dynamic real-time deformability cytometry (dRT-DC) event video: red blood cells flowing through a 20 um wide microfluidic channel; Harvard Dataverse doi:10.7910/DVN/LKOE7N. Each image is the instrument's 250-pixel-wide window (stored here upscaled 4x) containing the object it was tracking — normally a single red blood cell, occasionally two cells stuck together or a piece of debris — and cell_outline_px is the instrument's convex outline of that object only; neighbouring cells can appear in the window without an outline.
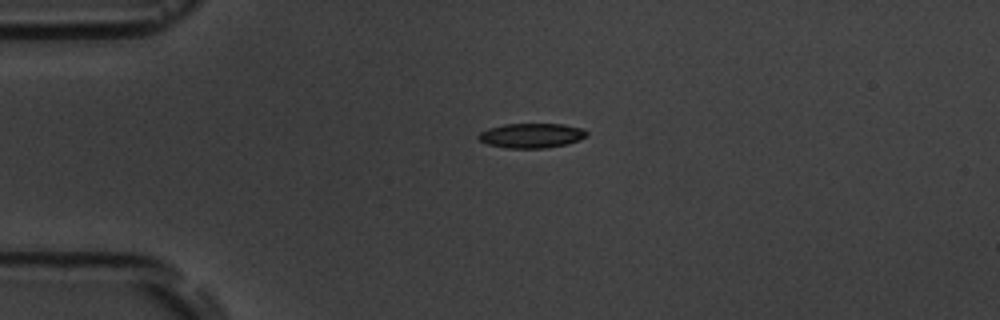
{"species": "common noctule bat (a hibernating species)", "species_latin": "Nyctalus noctula", "temperature_condition": "room temperature", "stored_images_in_passage": 1, "camera_frame_rate_fps": 3000, "um_per_image_px": 0.085, "animal": {"sex": "male", "body_mass_g": 19.5, "forearm_length_mm": 54.6}, "frame": {"image": 1, "passage_image": 1, "time_ms": 0.0, "image_size_px": [1000, 320], "cell_outline_px": [[588, 136], [580, 140], [568, 144], [544, 148], [504, 148], [488, 144], [480, 140], [476, 136], [480, 132], [488, 128], [504, 124], [564, 124], [584, 128], [588, 132]], "centroid_in_image_um": [45.21, 11.52], "position_along_channel_um": 39.8, "area_um2": 15.78}}